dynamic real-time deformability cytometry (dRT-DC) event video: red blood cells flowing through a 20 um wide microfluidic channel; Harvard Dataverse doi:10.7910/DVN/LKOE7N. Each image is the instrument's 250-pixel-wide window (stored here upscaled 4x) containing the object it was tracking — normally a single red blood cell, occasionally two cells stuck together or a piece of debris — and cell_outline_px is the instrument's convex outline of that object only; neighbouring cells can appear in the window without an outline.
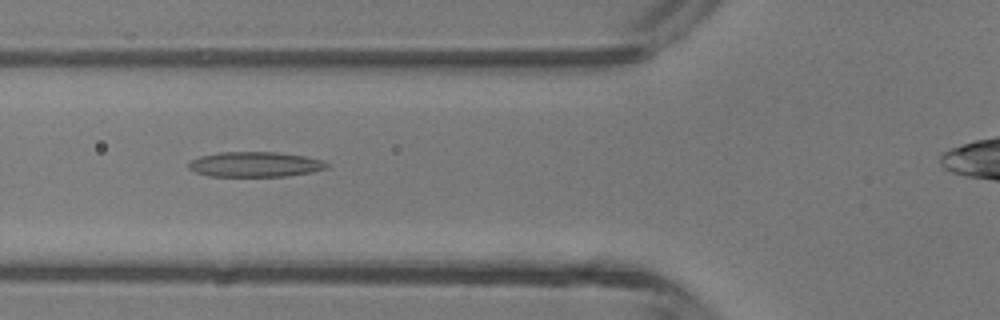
{"species": "common noctule bat (a hibernating species)", "species_latin": "Nyctalus noctula", "temperature_condition": "room temperature", "stored_images_in_passage": 3, "camera_frame_rate_fps": 3000, "um_per_image_px": 0.085, "animal": {"sex": "male", "body_mass_g": 13.3}, "frame": {"image": 1, "passage_image": 3, "time_ms": 0.667, "image_size_px": [1000, 320], "cell_outline_px": [[328, 168], [312, 172], [284, 176], [208, 176], [196, 172], [188, 168], [188, 164], [192, 160], [200, 156], [220, 152], [276, 152], [304, 156], [320, 160], [328, 164]], "centroid_in_image_um": [21.66, 13.97], "position_along_channel_um": 104.1, "area_um2": 20.06}}